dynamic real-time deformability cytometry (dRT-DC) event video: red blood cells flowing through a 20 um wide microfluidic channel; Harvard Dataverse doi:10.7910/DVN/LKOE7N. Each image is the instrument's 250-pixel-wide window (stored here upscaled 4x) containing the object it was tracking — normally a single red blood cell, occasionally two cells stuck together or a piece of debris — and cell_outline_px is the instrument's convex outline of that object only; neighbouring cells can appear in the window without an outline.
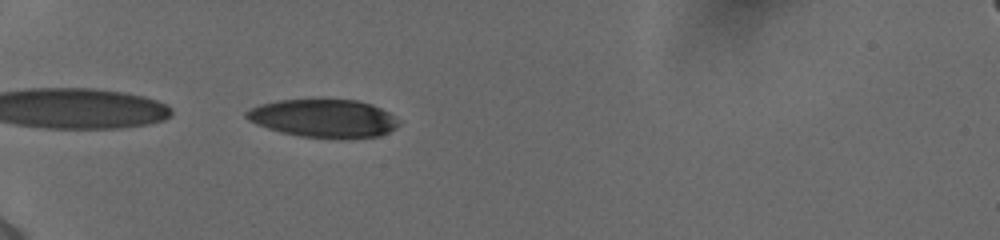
{"species": "human", "species_latin": "Homo sapiens", "temperature_condition": "cold", "stored_images_in_passage": 12, "camera_frame_rate_fps": 3000, "um_per_image_px": 0.085, "donor": {"sex": "female"}, "frame": {"image": 1, "passage_image": 2, "time_ms": 0.333, "image_size_px": [1000, 240], "cell_outline_px": [[400, 124], [396, 128], [380, 136], [348, 140], [344, 140], [300, 136], [280, 132], [256, 124], [248, 120], [244, 116], [244, 112], [248, 108], [260, 104], [280, 100], [320, 96], [356, 100], [372, 104], [388, 112], [400, 120]], "centroid_in_image_um": [27.51, 10.03], "position_along_channel_um": 57.5, "area_um2": 35.49}}
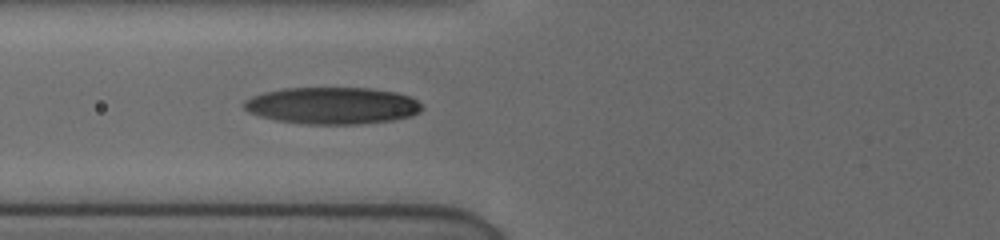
{"frame": {"image": 2, "passage_image": 9, "time_ms": 2.0, "image_size_px": [1000, 240], "cell_outline_px": [[420, 112], [412, 116], [392, 120], [356, 124], [308, 124], [276, 120], [260, 116], [248, 112], [244, 108], [244, 100], [252, 96], [264, 92], [284, 88], [368, 88], [396, 92], [408, 96], [416, 100], [420, 104]], "centroid_in_image_um": [28.22, 8.97], "position_along_channel_um": 97.6, "area_um2": 38.09}}